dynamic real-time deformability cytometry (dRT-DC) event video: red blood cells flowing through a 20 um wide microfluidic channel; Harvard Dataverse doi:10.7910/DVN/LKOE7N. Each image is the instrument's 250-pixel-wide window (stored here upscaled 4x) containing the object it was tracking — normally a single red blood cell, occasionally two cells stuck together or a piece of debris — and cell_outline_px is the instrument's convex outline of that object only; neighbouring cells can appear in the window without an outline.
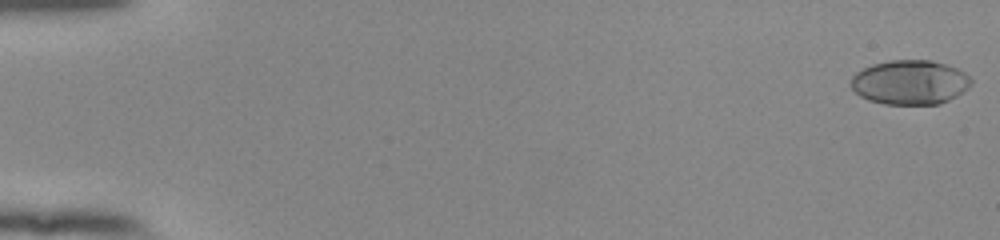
{"species": "human", "species_latin": "Homo sapiens", "temperature_condition": "room temperature", "stored_images_in_passage": 54, "camera_frame_rate_fps": 3000, "um_per_image_px": 0.085, "donor": {"sex": "female"}, "frame": {"image": 1, "passage_image": 1, "time_ms": 0.0, "image_size_px": [1000, 240], "cell_outline_px": [[972, 84], [968, 88], [956, 96], [940, 104], [884, 104], [868, 100], [860, 96], [852, 88], [852, 76], [856, 72], [872, 64], [888, 60], [932, 60], [956, 68], [964, 72], [972, 80]], "centroid_in_image_um": [77.35, 6.99], "position_along_channel_um": 7.7, "area_um2": 31.1}}
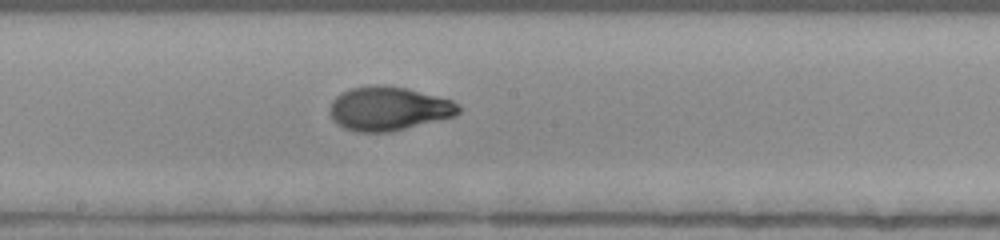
{"frame": {"image": 2, "passage_image": 31, "time_ms": 10.0, "image_size_px": [1000, 240], "cell_outline_px": [[460, 112], [456, 116], [388, 132], [356, 132], [344, 128], [336, 124], [332, 120], [328, 112], [332, 100], [336, 96], [352, 88], [376, 84], [380, 84], [404, 88], [452, 100], [460, 104]], "centroid_in_image_um": [33.0, 9.24], "position_along_channel_um": 215.2, "area_um2": 32.89}}
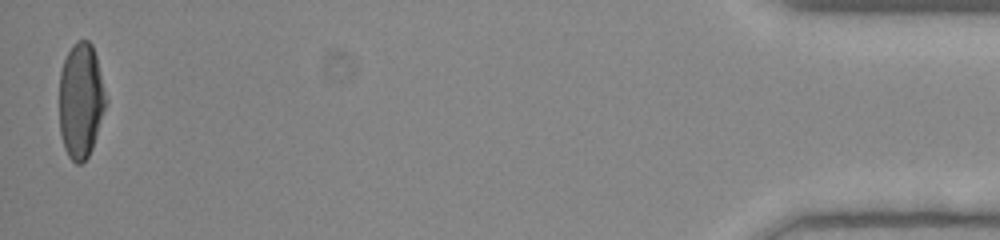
{"frame": {"image": 3, "passage_image": 54, "time_ms": 17.667, "image_size_px": [1000, 240], "cell_outline_px": [[108, 100], [92, 148], [88, 156], [80, 164], [76, 164], [68, 156], [64, 148], [60, 136], [60, 72], [64, 60], [72, 44], [76, 40], [88, 40], [92, 44], [96, 56]], "centroid_in_image_um": [6.88, 8.54], "position_along_channel_um": 428.3, "area_um2": 31.44}, "authors_computed_cell_mechanics": {"area_um2": 31.6744, "velocity_mm_per_s": 3.8847, "shape_relaxation_time_tau1_ms": 3.889, "shape_relaxation_time_tau2_ms": 0.854, "deformation_change_tau1": 0.2108, "deformation_change_tau2": 0.0549}}